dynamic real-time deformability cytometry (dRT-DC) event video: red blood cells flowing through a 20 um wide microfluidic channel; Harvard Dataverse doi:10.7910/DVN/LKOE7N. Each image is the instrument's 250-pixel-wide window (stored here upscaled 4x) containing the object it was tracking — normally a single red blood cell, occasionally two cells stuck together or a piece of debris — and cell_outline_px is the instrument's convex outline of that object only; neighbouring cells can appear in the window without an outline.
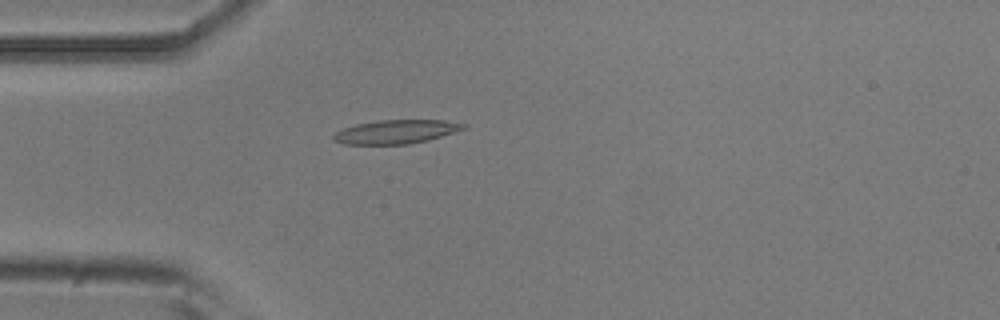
{"species": "common noctule bat (a hibernating species)", "species_latin": "Nyctalus noctula", "temperature_condition": "room temperature", "stored_images_in_passage": 5, "camera_frame_rate_fps": 3000, "um_per_image_px": 0.085, "animal": {"sex": "male", "body_mass_g": 20.5, "forearm_length_mm": 52.5}, "frame": {"image": 1, "passage_image": 5, "time_ms": 1.333, "image_size_px": [1000, 320], "cell_outline_px": [[468, 128], [428, 140], [408, 144], [344, 144], [332, 140], [332, 136], [336, 132], [344, 128], [356, 124], [376, 120], [444, 120], [468, 124]], "centroid_in_image_um": [33.68, 11.19], "position_along_channel_um": 51.3, "area_um2": 18.09}}